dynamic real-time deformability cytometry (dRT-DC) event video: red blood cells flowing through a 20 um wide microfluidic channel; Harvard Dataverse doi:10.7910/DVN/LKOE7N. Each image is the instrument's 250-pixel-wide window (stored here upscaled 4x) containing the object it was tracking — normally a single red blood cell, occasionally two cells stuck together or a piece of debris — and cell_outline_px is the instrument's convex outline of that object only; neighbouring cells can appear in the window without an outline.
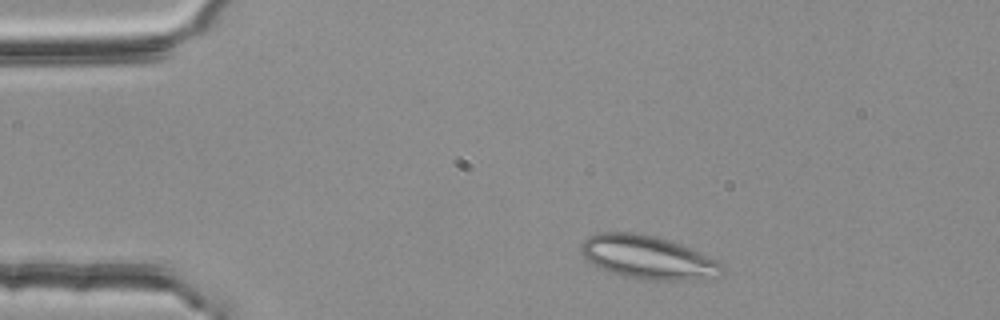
{"species": "common noctule bat (a hibernating species)", "species_latin": "Nyctalus noctula", "temperature_condition": "room temperature", "stored_images_in_passage": 2, "camera_frame_rate_fps": 3000, "um_per_image_px": 0.085, "animal": {"sex": "female", "body_mass_g": 25.1}, "frame": {"image": 1, "passage_image": 1, "time_ms": 0.0, "image_size_px": [1000, 320], "cell_outline_px": [[724, 272], [716, 276], [672, 280], [656, 280], [620, 276], [608, 272], [592, 264], [584, 256], [580, 248], [580, 244], [588, 236], [600, 232], [632, 232], [656, 236], [692, 248], [716, 260], [724, 268]], "centroid_in_image_um": [55.01, 21.85], "position_along_channel_um": 30.0, "area_um2": 35.32}}